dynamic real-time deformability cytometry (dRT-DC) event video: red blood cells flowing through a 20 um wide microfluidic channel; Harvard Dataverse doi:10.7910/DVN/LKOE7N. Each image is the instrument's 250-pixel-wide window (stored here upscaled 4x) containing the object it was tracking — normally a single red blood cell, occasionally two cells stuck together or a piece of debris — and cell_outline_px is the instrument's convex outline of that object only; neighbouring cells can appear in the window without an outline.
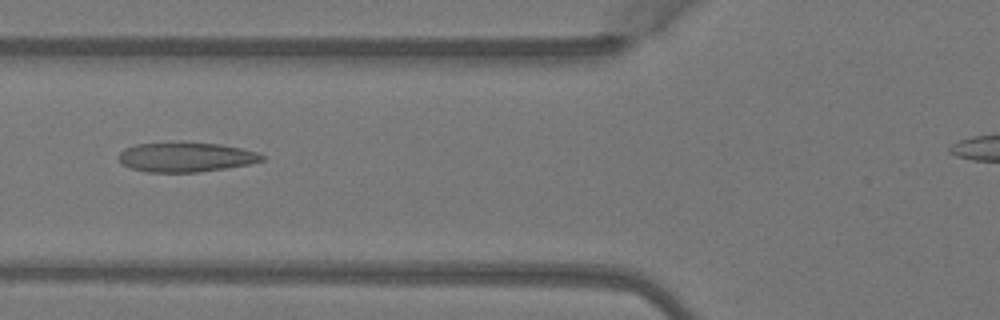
{"species": "Egyptian fruit bat (a non-hibernating species)", "species_latin": "Rousettus aegyptiacus", "temperature_condition": "warm", "stored_images_in_passage": 5, "camera_frame_rate_fps": 3000, "um_per_image_px": 0.085, "animal": {"sex": "female"}, "frame": {"image": 1, "passage_image": 5, "time_ms": 1.333, "image_size_px": [1000, 320], "cell_outline_px": [[264, 160], [248, 164], [224, 168], [196, 172], [148, 172], [132, 168], [120, 164], [116, 156], [124, 148], [136, 144], [220, 144], [240, 148], [256, 152], [264, 156]], "centroid_in_image_um": [15.74, 13.38], "position_along_channel_um": 110.1, "area_um2": 24.04}}